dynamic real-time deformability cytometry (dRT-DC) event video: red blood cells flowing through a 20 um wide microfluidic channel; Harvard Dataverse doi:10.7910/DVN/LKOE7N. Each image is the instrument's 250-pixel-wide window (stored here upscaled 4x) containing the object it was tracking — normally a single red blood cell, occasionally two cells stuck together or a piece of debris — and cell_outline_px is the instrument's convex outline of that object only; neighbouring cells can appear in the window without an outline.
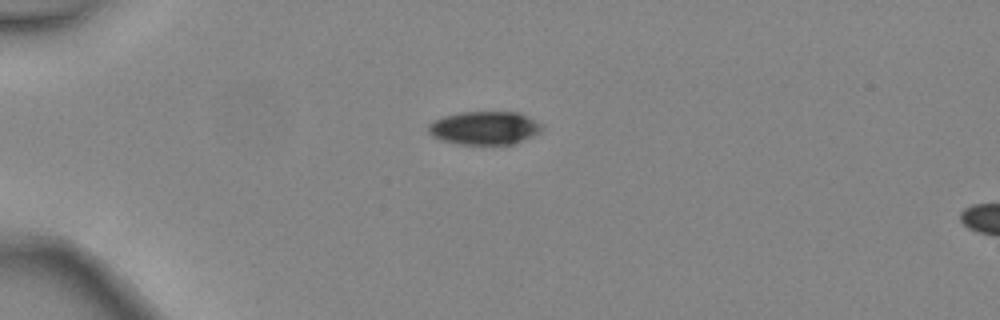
{"species": "common noctule bat (a hibernating species)", "species_latin": "Nyctalus noctula", "temperature_condition": "warm", "stored_images_in_passage": 2, "segment_of_instrument_passage": [1, 2], "camera_frame_rate_fps": 3000, "um_per_image_px": 0.085, "animal": {"sex": "female", "body_mass_g": 24.6, "forearm_length_mm": 56.2}, "frame": {"image": 1, "passage_image": 1, "time_ms": 0.0, "image_size_px": [1000, 320], "cell_outline_px": [[544, 128], [540, 132], [532, 136], [512, 144], [492, 148], [456, 144], [440, 140], [432, 136], [428, 132], [428, 124], [432, 120], [444, 116], [460, 112], [520, 112], [540, 124]], "centroid_in_image_um": [41.14, 10.93], "position_along_channel_um": 43.9, "area_um2": 22.89}}